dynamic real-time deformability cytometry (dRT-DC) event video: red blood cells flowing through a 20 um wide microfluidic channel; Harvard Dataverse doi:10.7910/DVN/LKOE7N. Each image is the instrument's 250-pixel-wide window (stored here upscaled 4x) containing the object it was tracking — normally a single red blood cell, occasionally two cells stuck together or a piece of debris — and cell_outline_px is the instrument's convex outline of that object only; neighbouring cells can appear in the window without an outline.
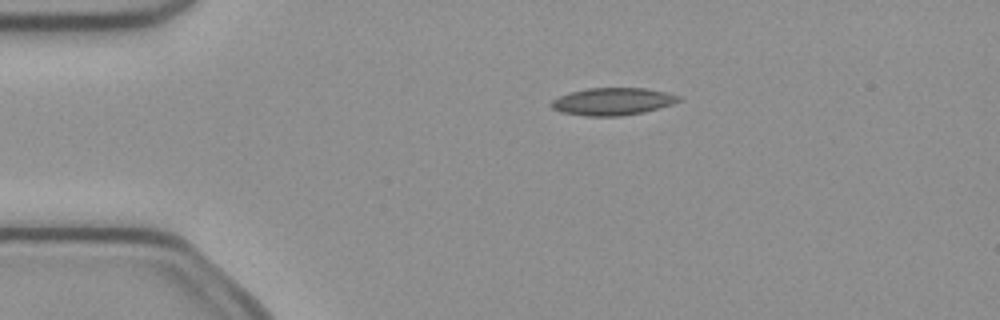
{"species": "common noctule bat (a hibernating species)", "species_latin": "Nyctalus noctula", "temperature_condition": "cold", "stored_images_in_passage": 4, "camera_frame_rate_fps": 3000, "um_per_image_px": 0.085, "animal": {"sex": "female", "body_mass_g": 21.9}, "frame": {"image": 1, "passage_image": 3, "time_ms": 0.667, "image_size_px": [1000, 320], "cell_outline_px": [[680, 100], [672, 104], [644, 112], [620, 116], [584, 116], [560, 112], [552, 108], [548, 104], [552, 100], [560, 96], [572, 92], [588, 88], [644, 88], [664, 92], [680, 96]], "centroid_in_image_um": [52.03, 8.63], "position_along_channel_um": 33.0, "area_um2": 20.23}}